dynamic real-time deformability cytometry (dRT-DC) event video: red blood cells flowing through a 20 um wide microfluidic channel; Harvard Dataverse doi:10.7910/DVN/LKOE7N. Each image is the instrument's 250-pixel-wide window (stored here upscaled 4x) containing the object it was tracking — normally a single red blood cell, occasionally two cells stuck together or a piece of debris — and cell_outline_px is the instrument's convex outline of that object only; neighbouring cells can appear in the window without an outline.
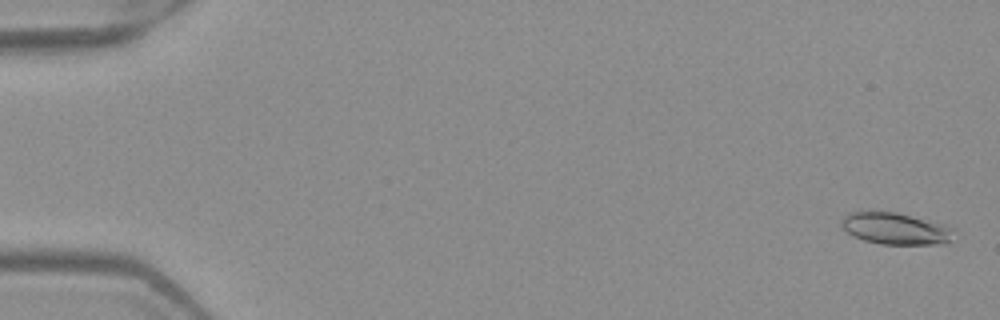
{"species": "Egyptian fruit bat (a non-hibernating species)", "species_latin": "Rousettus aegyptiacus", "temperature_condition": "warm", "stored_images_in_passage": 52, "camera_frame_rate_fps": 3000, "um_per_image_px": 0.085, "frame": {"image": 1, "passage_image": 2, "time_ms": 0.333, "image_size_px": [1000, 320], "cell_outline_px": [[956, 240], [948, 244], [880, 244], [864, 240], [848, 232], [840, 224], [840, 220], [848, 212], [896, 212], [944, 224], [948, 228]], "centroid_in_image_um": [76.13, 19.44], "position_along_channel_um": 8.9, "area_um2": 20.63}}
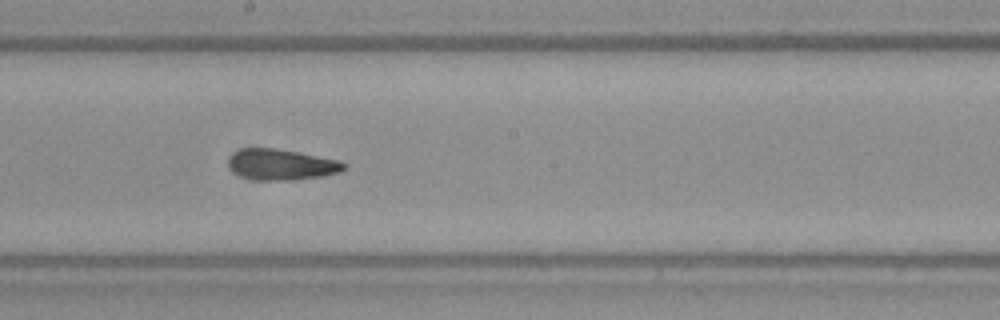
{"frame": {"image": 2, "passage_image": 30, "time_ms": 9.667, "image_size_px": [1000, 320], "cell_outline_px": [[348, 168], [340, 172], [324, 176], [292, 180], [256, 180], [240, 176], [228, 168], [228, 160], [240, 148], [276, 148], [300, 152], [340, 160], [348, 164]], "centroid_in_image_um": [23.97, 13.99], "position_along_channel_um": 224.2, "area_um2": 21.1}}
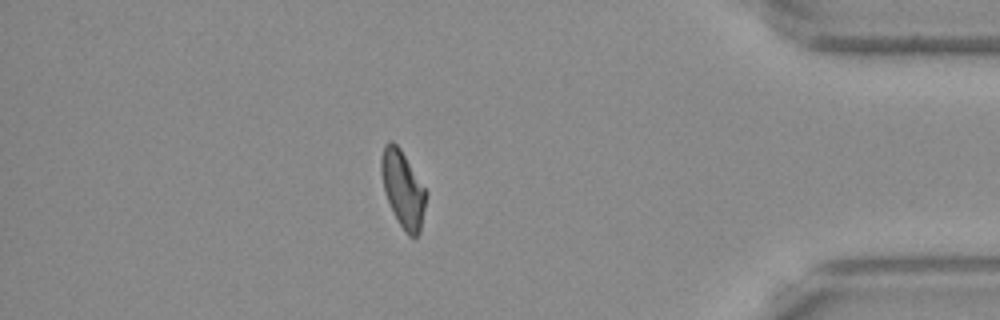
{"frame": {"image": 3, "passage_image": 46, "time_ms": 15.0, "image_size_px": [1000, 320], "cell_outline_px": [[428, 192], [420, 232], [416, 236], [408, 236], [396, 220], [384, 192], [380, 172], [380, 160], [384, 144], [388, 140], [392, 140], [400, 148]], "centroid_in_image_um": [34.24, 16.05], "position_along_channel_um": 401.0, "area_um2": 20.29}, "authors_computed_cell_mechanics": {"area_um2": 20.3456, "velocity_mm_per_s": 3.9748, "shape_relaxation_time_tau1_ms": 7.2429, "shape_relaxation_time_tau2_ms": 3.2647, "deformation_change_tau1": 0.1845, "deformation_change_tau2": 0.099}}